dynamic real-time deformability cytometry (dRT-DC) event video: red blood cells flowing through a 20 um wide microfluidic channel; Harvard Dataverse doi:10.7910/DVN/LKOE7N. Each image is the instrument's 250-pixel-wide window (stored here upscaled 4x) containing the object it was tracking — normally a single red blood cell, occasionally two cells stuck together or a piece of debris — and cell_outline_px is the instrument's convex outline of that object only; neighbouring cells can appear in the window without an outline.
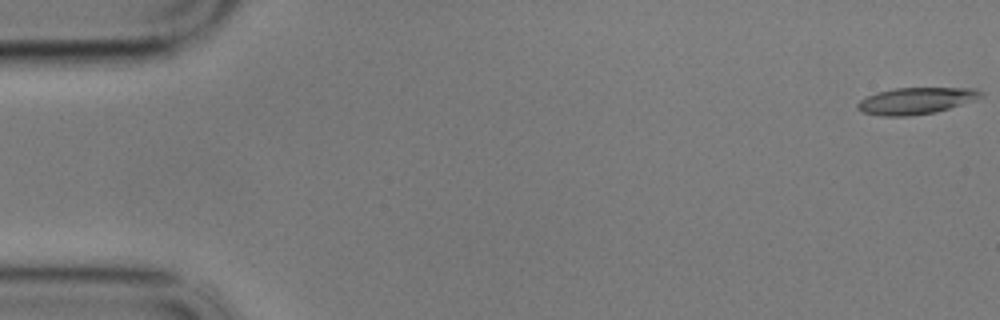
{"species": "common noctule bat (a hibernating species)", "species_latin": "Nyctalus noctula", "temperature_condition": "cold", "stored_images_in_passage": 58, "camera_frame_rate_fps": 3000, "um_per_image_px": 0.085, "animal": {"sex": "male", "body_mass_g": 17.9}, "frame": {"image": 1, "passage_image": 1, "time_ms": 0.0, "image_size_px": [1000, 320], "cell_outline_px": [[984, 96], [976, 100], [936, 112], [912, 116], [880, 116], [860, 112], [856, 108], [856, 104], [860, 100], [876, 92], [896, 88], [976, 88], [984, 92]], "centroid_in_image_um": [77.86, 8.57], "position_along_channel_um": 7.1, "area_um2": 19.42}}
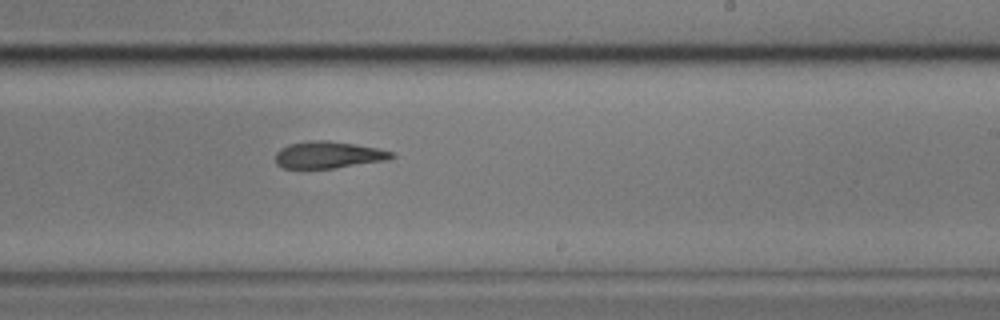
{"frame": {"image": 2, "passage_image": 35, "time_ms": 11.333, "image_size_px": [1000, 320], "cell_outline_px": [[396, 156], [388, 160], [336, 168], [284, 168], [276, 164], [276, 152], [280, 148], [288, 144], [308, 140], [328, 140], [356, 144], [376, 148], [392, 152]], "centroid_in_image_um": [27.9, 13.16], "position_along_channel_um": 261.1, "area_um2": 18.32}}
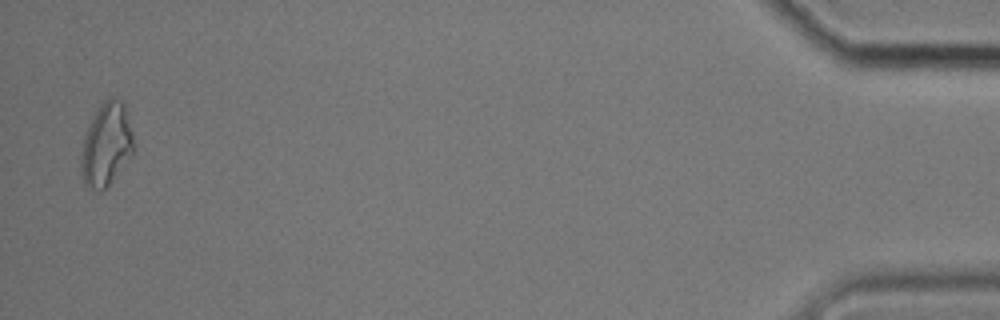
{"frame": {"image": 3, "passage_image": 57, "time_ms": 18.667, "image_size_px": [1000, 320], "cell_outline_px": [[132, 152], [108, 184], [100, 192], [88, 188], [84, 184], [80, 168], [80, 156], [84, 136], [100, 104], [104, 100], [112, 96], [120, 100], [124, 104], [132, 132]], "centroid_in_image_um": [8.99, 12.28], "position_along_channel_um": 426.2, "area_um2": 24.8}, "authors_computed_cell_mechanics": {"area_um2": 19.652, "velocity_mm_per_s": 3.438, "shape_relaxation_time_tau1_ms": 7.0164, "shape_relaxation_time_tau2_ms": 9.0286, "deformation_change_tau1": 0.1619, "deformation_change_tau2": 0.2131}}